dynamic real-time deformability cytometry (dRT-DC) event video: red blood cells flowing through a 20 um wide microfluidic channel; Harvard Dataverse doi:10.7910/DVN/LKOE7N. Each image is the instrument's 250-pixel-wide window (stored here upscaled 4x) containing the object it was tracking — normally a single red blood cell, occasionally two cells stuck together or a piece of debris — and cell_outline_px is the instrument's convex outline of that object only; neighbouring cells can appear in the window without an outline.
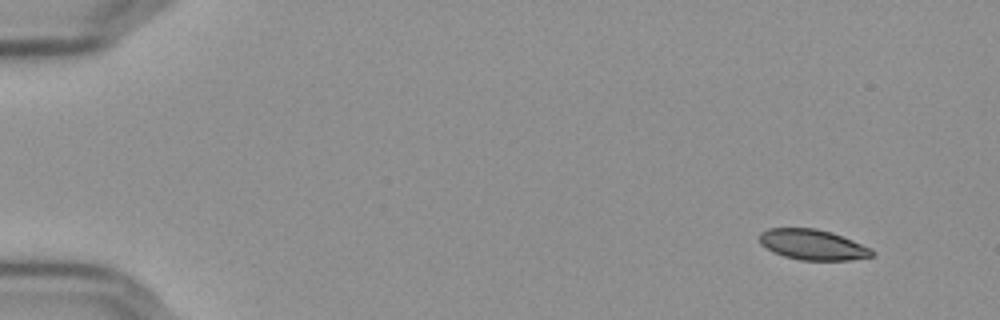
{"species": "Egyptian fruit bat (a non-hibernating species)", "species_latin": "Rousettus aegyptiacus", "temperature_condition": "cold", "stored_images_in_passage": 3, "segment_of_instrument_passage": [2, 2], "camera_frame_rate_fps": 3000, "um_per_image_px": 0.085, "frame": {"image": 1, "passage_image": 3, "time_ms": 0.667, "image_size_px": [1000, 320], "cell_outline_px": [[876, 252], [872, 256], [852, 260], [800, 260], [784, 256], [772, 252], [760, 244], [760, 232], [768, 228], [816, 228], [832, 232], [872, 248]], "centroid_in_image_um": [69.08, 20.8], "position_along_channel_um": 15.9, "area_um2": 20.11}}